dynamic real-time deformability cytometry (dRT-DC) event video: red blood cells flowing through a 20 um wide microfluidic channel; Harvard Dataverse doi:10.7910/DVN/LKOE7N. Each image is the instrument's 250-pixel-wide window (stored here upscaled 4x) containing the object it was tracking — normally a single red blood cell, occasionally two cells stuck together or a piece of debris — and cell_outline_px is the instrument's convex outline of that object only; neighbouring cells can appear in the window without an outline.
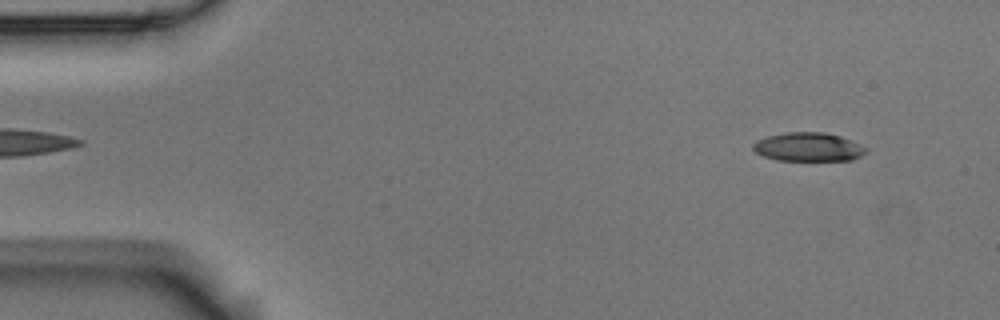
{"species": "Egyptian fruit bat (a non-hibernating species)", "species_latin": "Rousettus aegyptiacus", "temperature_condition": "room temperature", "stored_images_in_passage": 55, "camera_frame_rate_fps": 3000, "um_per_image_px": 0.085, "animal": {"sex": "male"}, "frame": {"image": 1, "passage_image": 4, "time_ms": 1.0, "image_size_px": [1000, 320], "cell_outline_px": [[868, 152], [852, 160], [776, 160], [764, 156], [756, 152], [752, 148], [752, 144], [756, 140], [768, 136], [784, 132], [824, 132], [840, 136], [868, 148]], "centroid_in_image_um": [68.7, 12.49], "position_along_channel_um": 16.3, "area_um2": 18.9}}
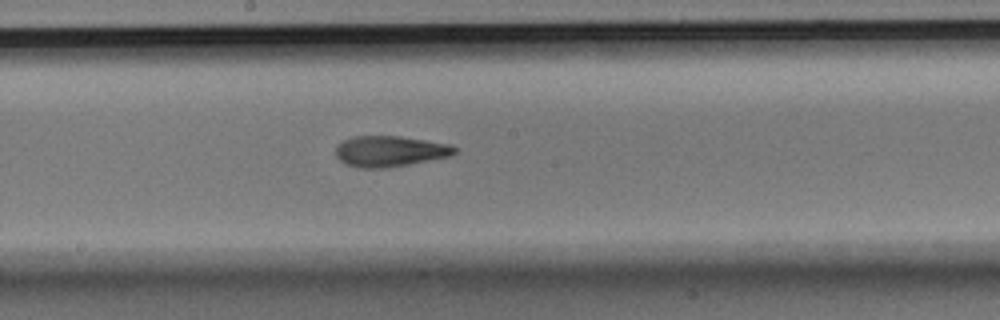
{"frame": {"image": 2, "passage_image": 29, "time_ms": 9.333, "image_size_px": [1000, 320], "cell_outline_px": [[456, 152], [448, 156], [388, 168], [356, 168], [344, 164], [336, 156], [336, 148], [344, 140], [352, 136], [400, 136], [452, 144], [456, 148]], "centroid_in_image_um": [33.11, 12.86], "position_along_channel_um": 215.1, "area_um2": 21.33}}
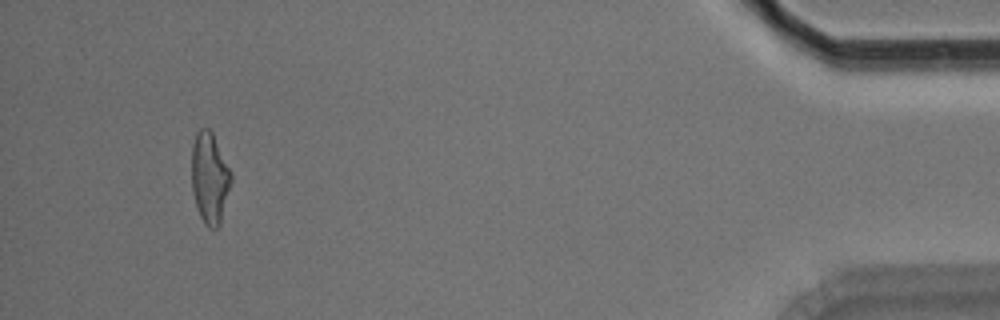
{"frame": {"image": 3, "passage_image": 52, "time_ms": 17.0, "image_size_px": [1000, 320], "cell_outline_px": [[232, 180], [220, 224], [216, 228], [208, 228], [204, 224], [196, 208], [192, 192], [192, 144], [196, 132], [200, 128], [208, 128], [212, 132], [232, 172]], "centroid_in_image_um": [17.82, 15.13], "position_along_channel_um": 417.4, "area_um2": 21.15}, "authors_computed_cell_mechanics": {"area_um2": 20.9814, "velocity_mm_per_s": 3.5646, "shape_relaxation_time_tau1_ms": 7.0768, "shape_relaxation_time_tau2_ms": 2.7064, "deformation_change_tau1": 0.2, "deformation_change_tau2": 0.1147}}